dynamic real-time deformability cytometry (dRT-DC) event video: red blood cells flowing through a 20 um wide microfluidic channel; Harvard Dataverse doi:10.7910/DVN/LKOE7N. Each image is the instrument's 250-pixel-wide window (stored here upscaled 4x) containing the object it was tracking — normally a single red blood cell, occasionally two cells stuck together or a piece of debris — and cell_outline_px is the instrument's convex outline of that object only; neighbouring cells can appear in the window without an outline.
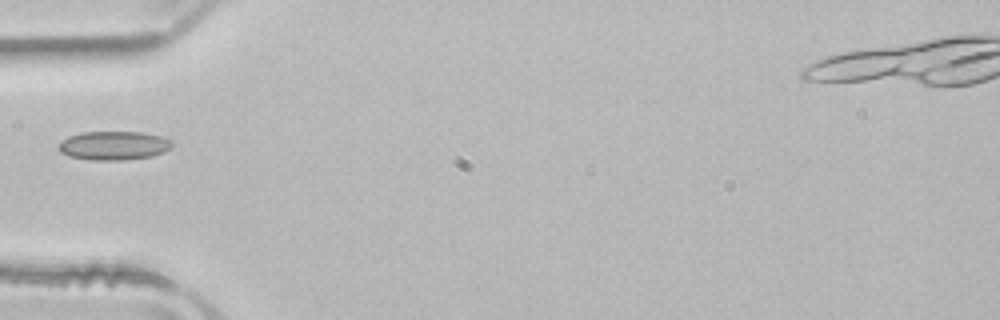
{"species": "common noctule bat (a hibernating species)", "species_latin": "Nyctalus noctula", "temperature_condition": "room temperature", "stored_images_in_passage": 35, "camera_frame_rate_fps": 3000, "um_per_image_px": 0.085, "animal": {"sex": "male", "body_mass_g": 21.5, "forearm_length_mm": 52.0}, "frame": {"image": 1, "passage_image": 1, "time_ms": 0.0, "image_size_px": [1000, 320], "cell_outline_px": [[172, 148], [164, 152], [152, 156], [124, 160], [92, 160], [68, 156], [60, 152], [60, 144], [68, 136], [84, 132], [144, 132], [160, 136], [168, 140], [172, 144]], "centroid_in_image_um": [9.69, 12.38], "position_along_channel_um": 75.3, "area_um2": 18.9}}
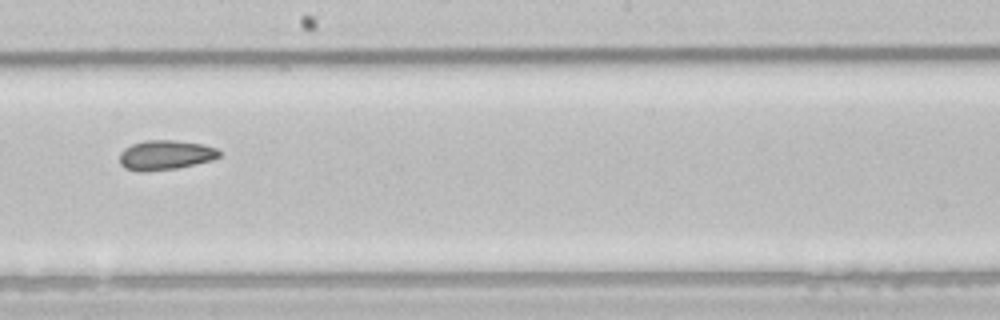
{"frame": {"image": 2, "passage_image": 13, "time_ms": 4.0, "image_size_px": [1000, 320], "cell_outline_px": [[220, 156], [212, 160], [196, 164], [176, 168], [144, 172], [136, 172], [124, 168], [120, 164], [120, 152], [124, 148], [132, 144], [144, 140], [176, 140], [204, 144], [216, 148], [220, 152]], "centroid_in_image_um": [14.04, 13.18], "position_along_channel_um": 234.2, "area_um2": 17.46}}
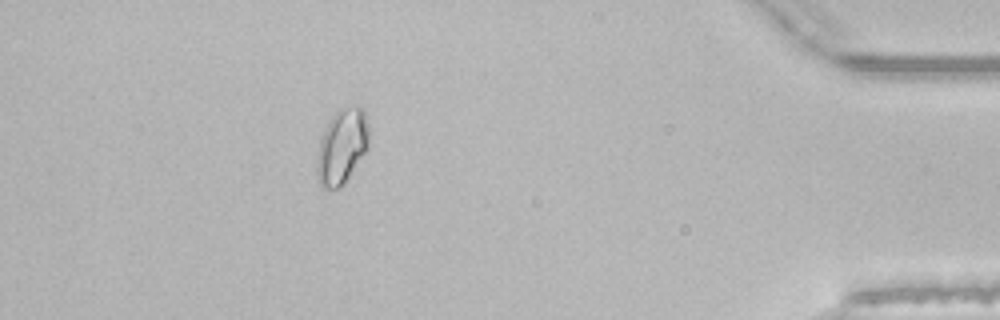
{"frame": {"image": 3, "passage_image": 30, "time_ms": 9.667, "image_size_px": [1000, 320], "cell_outline_px": [[368, 148], [344, 184], [340, 188], [320, 188], [316, 176], [316, 160], [320, 140], [328, 120], [340, 108], [360, 104], [364, 108], [368, 124]], "centroid_in_image_um": [29.05, 12.44], "position_along_channel_um": 406.1, "area_um2": 23.12}}